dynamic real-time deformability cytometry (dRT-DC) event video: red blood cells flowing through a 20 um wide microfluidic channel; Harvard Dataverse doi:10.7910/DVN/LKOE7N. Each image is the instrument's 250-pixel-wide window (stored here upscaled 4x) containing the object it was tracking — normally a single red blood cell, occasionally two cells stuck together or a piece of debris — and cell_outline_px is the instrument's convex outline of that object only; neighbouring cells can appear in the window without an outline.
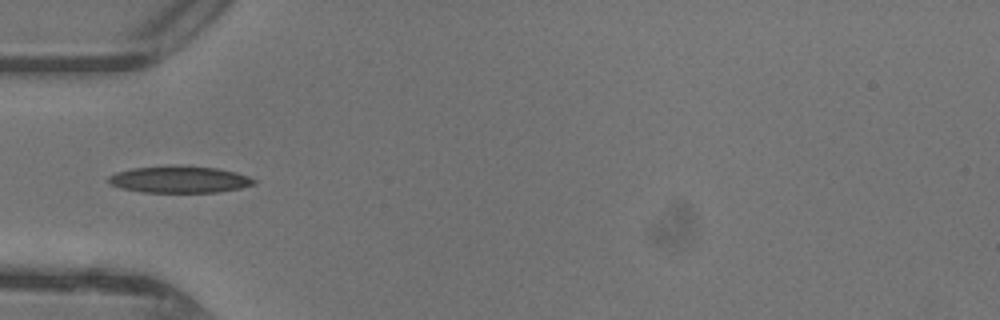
{"species": "common noctule bat (a hibernating species)", "species_latin": "Nyctalus noctula", "temperature_condition": "warm", "stored_images_in_passage": 29, "camera_frame_rate_fps": 3000, "um_per_image_px": 0.085, "animal": {"sex": "female"}, "frame": {"image": 1, "passage_image": 1, "time_ms": 0.0, "image_size_px": [1000, 320], "cell_outline_px": [[256, 184], [240, 188], [220, 192], [140, 192], [120, 188], [112, 184], [108, 180], [108, 176], [116, 172], [132, 168], [176, 164], [216, 168], [236, 172], [248, 176], [256, 180]], "centroid_in_image_um": [15.26, 15.24], "position_along_channel_um": 69.7, "area_um2": 23.0}}
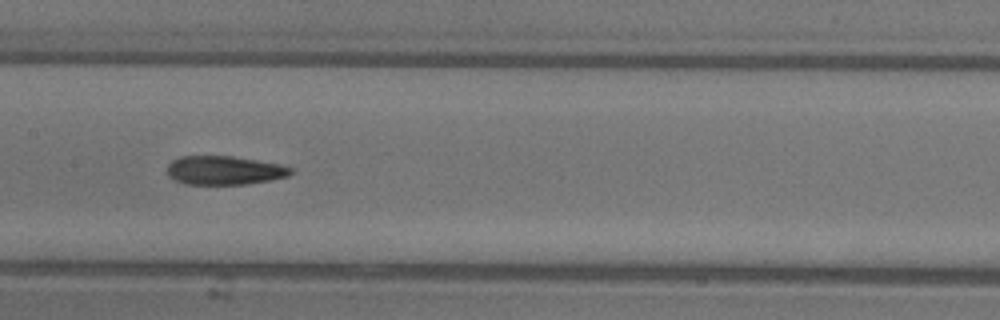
{"frame": {"image": 2, "passage_image": 9, "time_ms": 2.667, "image_size_px": [1000, 320], "cell_outline_px": [[292, 172], [288, 176], [268, 180], [244, 184], [184, 184], [168, 176], [168, 164], [172, 160], [180, 156], [232, 156], [284, 164], [292, 168]], "centroid_in_image_um": [19.07, 14.47], "position_along_channel_um": 188.3, "area_um2": 20.75}}
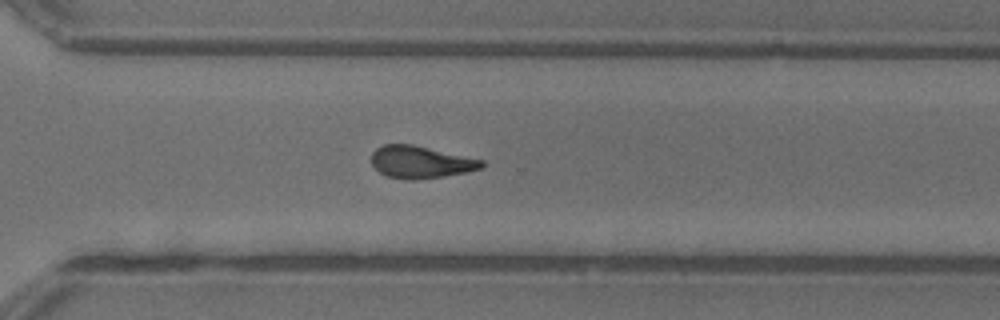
{"frame": {"image": 3, "passage_image": 19, "time_ms": 6.0, "image_size_px": [1000, 320], "cell_outline_px": [[484, 168], [468, 172], [444, 176], [388, 176], [380, 172], [372, 164], [372, 152], [376, 148], [384, 144], [412, 144], [484, 160]], "centroid_in_image_um": [35.81, 13.72], "position_along_channel_um": 334.8, "area_um2": 19.83}, "authors_computed_cell_mechanics": {"area_um2": 20.7502, "velocity_mm_per_s": 4.4019, "shape_relaxation_time_tau1_ms": 7.083, "shape_relaxation_time_tau2_ms": 1.62, "deformation_change_tau1": 0.208, "deformation_change_tau2": 0.0946}}